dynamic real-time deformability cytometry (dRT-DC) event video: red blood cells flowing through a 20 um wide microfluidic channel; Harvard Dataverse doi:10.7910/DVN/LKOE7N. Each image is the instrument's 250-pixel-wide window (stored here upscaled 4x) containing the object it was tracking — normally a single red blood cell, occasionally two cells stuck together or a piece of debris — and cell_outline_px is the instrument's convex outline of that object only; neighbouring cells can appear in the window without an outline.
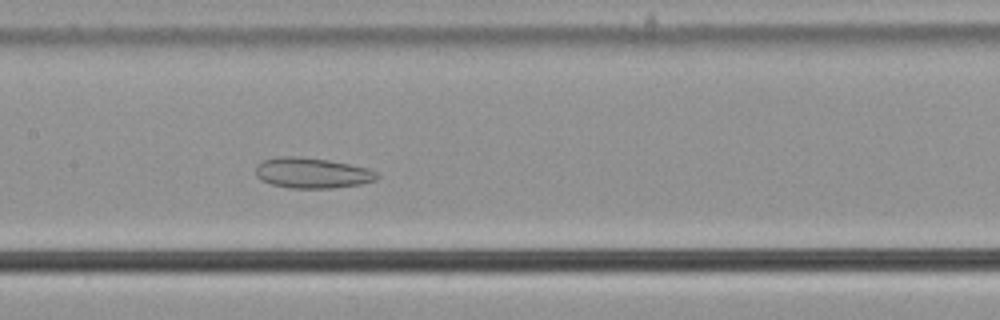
{"species": "common noctule bat (a hibernating species)", "species_latin": "Nyctalus noctula", "temperature_condition": "cold", "stored_images_in_passage": 57, "camera_frame_rate_fps": 3000, "um_per_image_px": 0.085, "animal": {"sex": "male", "body_mass_g": 21.5, "forearm_length_mm": 52.0}, "frame": {"image": 1, "passage_image": 28, "time_ms": 9.0, "image_size_px": [1000, 320], "cell_outline_px": [[380, 176], [376, 180], [360, 184], [332, 188], [288, 188], [272, 184], [260, 180], [256, 176], [256, 164], [260, 160], [276, 156], [296, 156], [328, 160], [368, 168], [380, 172]], "centroid_in_image_um": [26.51, 14.69], "position_along_channel_um": 180.9, "area_um2": 21.85}}
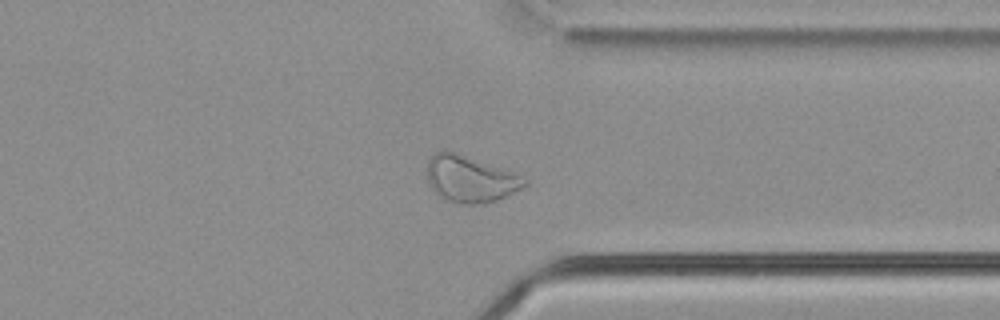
{"frame": {"image": 2, "passage_image": 44, "time_ms": 14.333, "image_size_px": [1000, 320], "cell_outline_px": [[528, 184], [496, 200], [484, 204], [464, 204], [440, 200], [432, 188], [428, 180], [428, 160], [436, 152], [444, 148], [512, 172], [528, 180]], "centroid_in_image_um": [39.91, 15.22], "position_along_channel_um": 371.5, "area_um2": 26.3}}
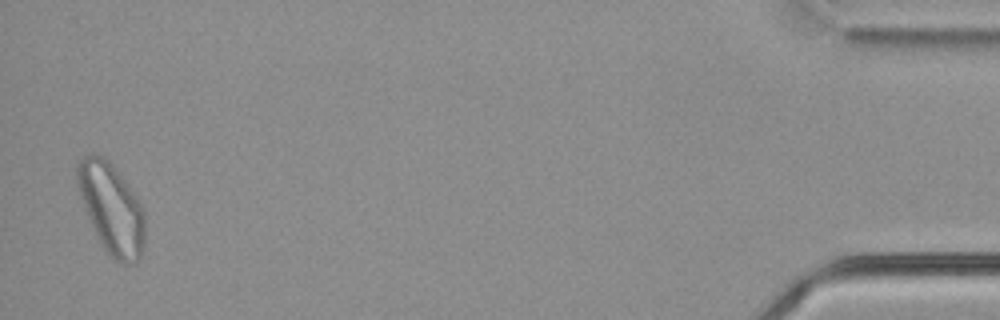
{"frame": {"image": 3, "passage_image": 56, "time_ms": 18.333, "image_size_px": [1000, 320], "cell_outline_px": [[144, 248], [140, 260], [132, 264], [120, 264], [100, 244], [96, 236], [80, 196], [76, 180], [76, 168], [80, 160], [84, 156], [100, 156], [108, 160], [112, 164], [136, 196], [144, 208]], "centroid_in_image_um": [9.49, 17.77], "position_along_channel_um": 425.7, "area_um2": 35.37}, "authors_computed_cell_mechanics": {"area_um2": 29.5936, "velocity_mm_per_s": 3.5911, "shape_relaxation_time_tau1_ms": null, "shape_relaxation_time_tau2_ms": 3.6982, "deformation_change_tau1": null, "deformation_change_tau2": 0.0998}}